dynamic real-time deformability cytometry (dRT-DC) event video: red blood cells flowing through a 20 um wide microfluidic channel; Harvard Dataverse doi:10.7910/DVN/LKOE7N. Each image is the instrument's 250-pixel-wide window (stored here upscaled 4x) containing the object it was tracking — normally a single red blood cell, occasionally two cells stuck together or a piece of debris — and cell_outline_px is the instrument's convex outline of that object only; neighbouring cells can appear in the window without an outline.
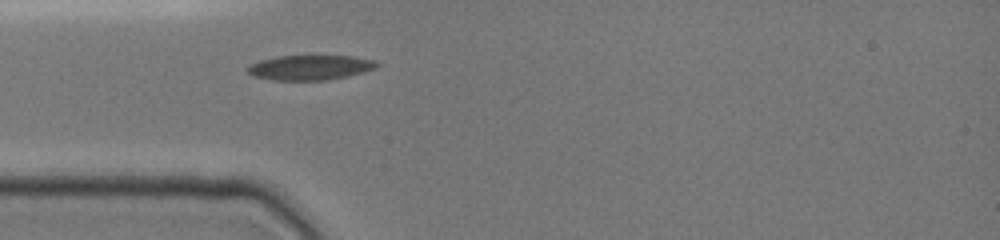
{"species": "common noctule bat (a hibernating species)", "species_latin": "Nyctalus noctula", "temperature_condition": "cold", "stored_images_in_passage": 1, "camera_frame_rate_fps": 3000, "um_per_image_px": 0.085, "animal": {"sex": "female", "body_mass_g": 19.0, "forearm_length_mm": 51.5}, "frame": {"image": 1, "passage_image": 1, "time_ms": 0.0, "image_size_px": [1000, 240], "cell_outline_px": [[380, 64], [376, 68], [364, 72], [348, 76], [324, 80], [272, 80], [256, 76], [248, 72], [248, 68], [252, 64], [260, 60], [276, 56], [356, 56], [376, 60]], "centroid_in_image_um": [26.43, 5.73], "position_along_channel_um": 58.6, "area_um2": 18.67}}